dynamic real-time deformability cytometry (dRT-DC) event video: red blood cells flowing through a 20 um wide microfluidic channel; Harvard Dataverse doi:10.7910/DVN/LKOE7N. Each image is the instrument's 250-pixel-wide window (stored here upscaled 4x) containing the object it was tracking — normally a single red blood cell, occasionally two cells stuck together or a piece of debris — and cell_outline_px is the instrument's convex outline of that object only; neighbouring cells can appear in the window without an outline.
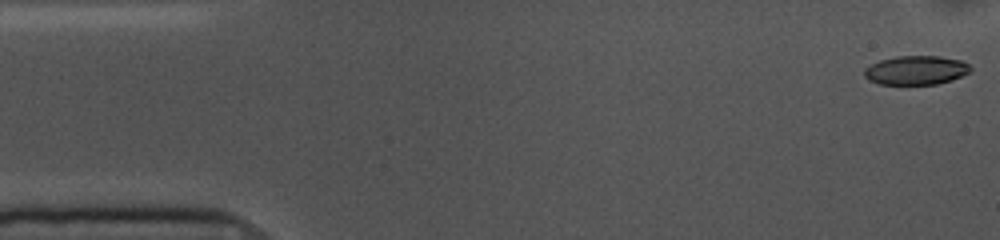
{"species": "common noctule bat (a hibernating species)", "species_latin": "Nyctalus noctula", "temperature_condition": "cold", "stored_images_in_passage": 54, "camera_frame_rate_fps": 3000, "um_per_image_px": 0.085, "animal": {"sex": "female", "body_mass_g": 10.0, "forearm_length_mm": 53.1}, "frame": {"image": 1, "passage_image": 1, "time_ms": 0.0, "image_size_px": [1000, 240], "cell_outline_px": [[972, 72], [952, 80], [936, 84], [880, 84], [868, 80], [864, 76], [864, 68], [880, 60], [896, 56], [940, 56], [960, 60], [968, 64], [972, 68]], "centroid_in_image_um": [77.88, 5.97], "position_along_channel_um": 7.1, "area_um2": 18.03}}
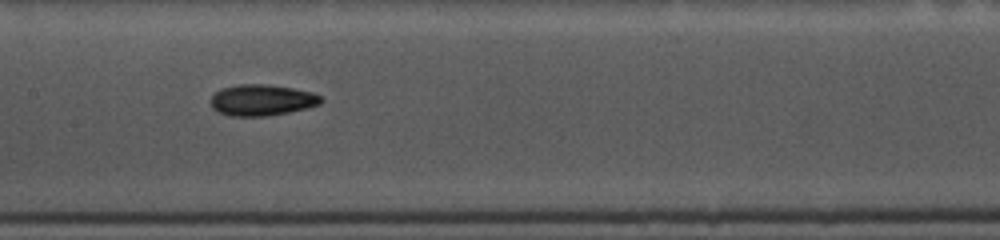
{"frame": {"image": 2, "passage_image": 25, "time_ms": 8.0, "image_size_px": [1000, 240], "cell_outline_px": [[324, 100], [320, 104], [308, 108], [288, 112], [264, 116], [228, 116], [216, 112], [212, 108], [212, 96], [220, 88], [240, 84], [268, 84], [292, 88], [312, 92], [320, 96]], "centroid_in_image_um": [22.25, 8.51], "position_along_channel_um": 185.1, "area_um2": 20.11}}
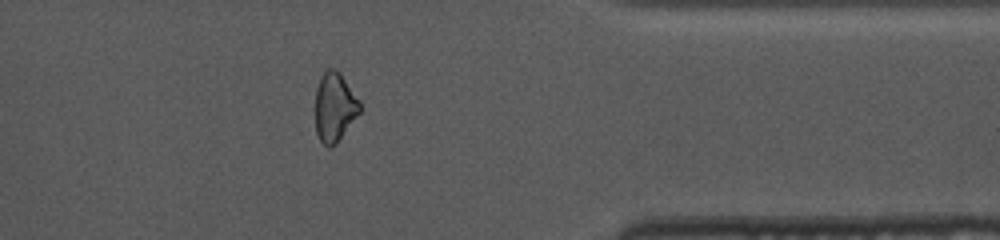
{"frame": {"image": 3, "passage_image": 43, "time_ms": 14.0, "image_size_px": [1000, 240], "cell_outline_px": [[360, 112], [336, 144], [332, 148], [328, 148], [320, 140], [316, 132], [316, 88], [324, 72], [328, 68], [336, 68], [340, 72], [360, 100]], "centroid_in_image_um": [28.45, 9.1], "position_along_channel_um": 383.0, "area_um2": 17.92}, "authors_computed_cell_mechanics": {"area_um2": 19.3341, "velocity_mm_per_s": 3.611, "shape_relaxation_time_tau1_ms": 4.101, "shape_relaxation_time_tau2_ms": 3.8707, "deformation_change_tau1": 0.1293, "deformation_change_tau2": 0.0973}}